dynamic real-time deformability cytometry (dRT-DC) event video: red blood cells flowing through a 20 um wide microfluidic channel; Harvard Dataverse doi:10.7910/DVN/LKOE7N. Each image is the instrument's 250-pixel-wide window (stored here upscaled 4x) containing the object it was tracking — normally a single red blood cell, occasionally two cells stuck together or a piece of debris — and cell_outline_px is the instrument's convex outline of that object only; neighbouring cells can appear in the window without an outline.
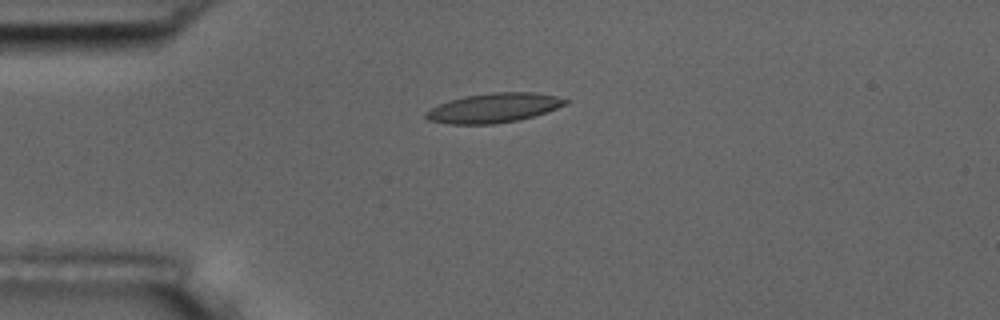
{"species": "common noctule bat (a hibernating species)", "species_latin": "Nyctalus noctula", "temperature_condition": "room temperature", "stored_images_in_passage": 7, "camera_frame_rate_fps": 3000, "um_per_image_px": 0.085, "animal": {"sex": "male", "body_mass_g": 17.5, "forearm_length_mm": 52.3}, "frame": {"image": 1, "passage_image": 1, "time_ms": 0.0, "image_size_px": [1000, 320], "cell_outline_px": [[568, 104], [520, 120], [492, 124], [448, 124], [428, 120], [424, 116], [424, 112], [448, 100], [464, 96], [492, 92], [536, 92], [556, 96], [568, 100]], "centroid_in_image_um": [41.94, 9.17], "position_along_channel_um": 43.1, "area_um2": 23.93}}
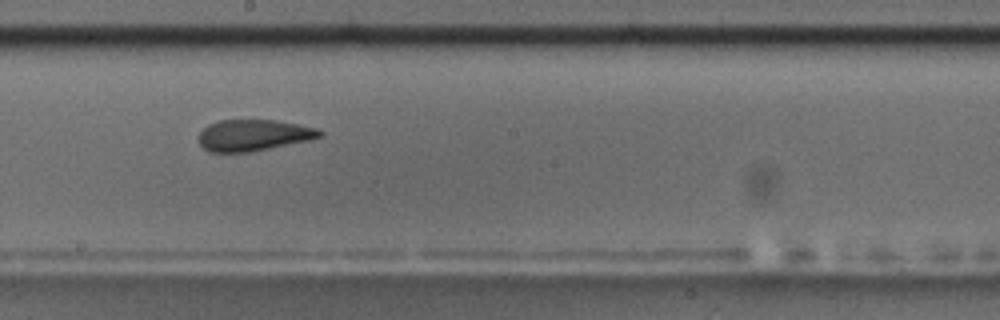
{"frame": {"image": 2, "passage_image": 6, "time_ms": 5.667, "image_size_px": [1000, 320], "cell_outline_px": [[324, 132], [320, 136], [312, 140], [248, 152], [208, 152], [200, 144], [200, 132], [208, 124], [220, 120], [276, 120], [316, 128]], "centroid_in_image_um": [21.55, 11.49], "position_along_channel_um": 226.6, "area_um2": 21.96}}
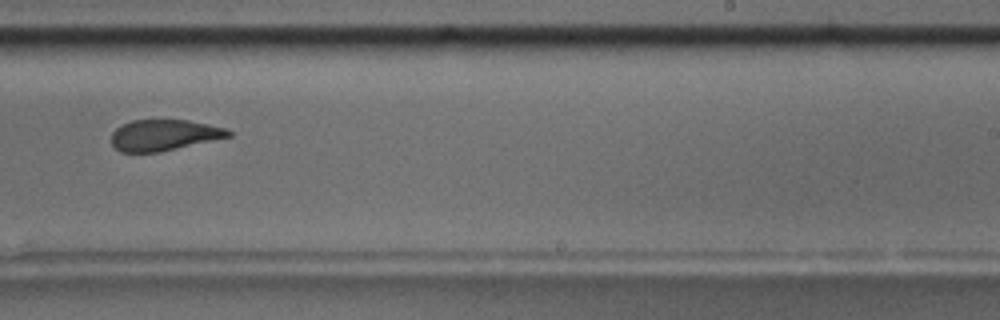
{"frame": {"image": 3, "passage_image": 7, "time_ms": 7.0, "image_size_px": [1000, 320], "cell_outline_px": [[232, 136], [160, 152], [120, 152], [112, 144], [112, 132], [120, 124], [132, 120], [188, 120], [228, 128], [232, 132]], "centroid_in_image_um": [13.95, 11.48], "position_along_channel_um": 275.1, "area_um2": 21.27}}